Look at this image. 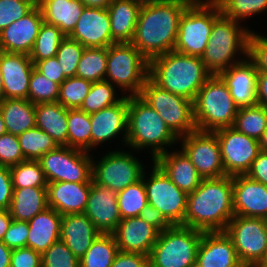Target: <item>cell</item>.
Returning <instances> with one entry per match:
<instances>
[{"label":"cell","mask_w":267,"mask_h":267,"mask_svg":"<svg viewBox=\"0 0 267 267\" xmlns=\"http://www.w3.org/2000/svg\"><path fill=\"white\" fill-rule=\"evenodd\" d=\"M41 265L42 267H80L79 259L61 240L54 242L41 255Z\"/></svg>","instance_id":"48"},{"label":"cell","mask_w":267,"mask_h":267,"mask_svg":"<svg viewBox=\"0 0 267 267\" xmlns=\"http://www.w3.org/2000/svg\"><path fill=\"white\" fill-rule=\"evenodd\" d=\"M178 144L203 179L226 176L220 145L214 132L196 130L180 137Z\"/></svg>","instance_id":"15"},{"label":"cell","mask_w":267,"mask_h":267,"mask_svg":"<svg viewBox=\"0 0 267 267\" xmlns=\"http://www.w3.org/2000/svg\"><path fill=\"white\" fill-rule=\"evenodd\" d=\"M92 82L79 77L66 78L59 87L58 103L67 109L80 108L88 96Z\"/></svg>","instance_id":"45"},{"label":"cell","mask_w":267,"mask_h":267,"mask_svg":"<svg viewBox=\"0 0 267 267\" xmlns=\"http://www.w3.org/2000/svg\"><path fill=\"white\" fill-rule=\"evenodd\" d=\"M107 48H85L78 63L76 77L91 82L105 80Z\"/></svg>","instance_id":"40"},{"label":"cell","mask_w":267,"mask_h":267,"mask_svg":"<svg viewBox=\"0 0 267 267\" xmlns=\"http://www.w3.org/2000/svg\"><path fill=\"white\" fill-rule=\"evenodd\" d=\"M12 249L0 241V267H10Z\"/></svg>","instance_id":"61"},{"label":"cell","mask_w":267,"mask_h":267,"mask_svg":"<svg viewBox=\"0 0 267 267\" xmlns=\"http://www.w3.org/2000/svg\"><path fill=\"white\" fill-rule=\"evenodd\" d=\"M48 208L47 187L13 188L9 213L13 220L30 221Z\"/></svg>","instance_id":"33"},{"label":"cell","mask_w":267,"mask_h":267,"mask_svg":"<svg viewBox=\"0 0 267 267\" xmlns=\"http://www.w3.org/2000/svg\"><path fill=\"white\" fill-rule=\"evenodd\" d=\"M28 222L12 220L2 240L10 249L27 247Z\"/></svg>","instance_id":"52"},{"label":"cell","mask_w":267,"mask_h":267,"mask_svg":"<svg viewBox=\"0 0 267 267\" xmlns=\"http://www.w3.org/2000/svg\"><path fill=\"white\" fill-rule=\"evenodd\" d=\"M211 75L201 57L174 50L149 61L148 77L155 84L191 101Z\"/></svg>","instance_id":"4"},{"label":"cell","mask_w":267,"mask_h":267,"mask_svg":"<svg viewBox=\"0 0 267 267\" xmlns=\"http://www.w3.org/2000/svg\"><path fill=\"white\" fill-rule=\"evenodd\" d=\"M214 133L220 145L226 175H245L261 151L259 140L237 131L232 126L218 129Z\"/></svg>","instance_id":"16"},{"label":"cell","mask_w":267,"mask_h":267,"mask_svg":"<svg viewBox=\"0 0 267 267\" xmlns=\"http://www.w3.org/2000/svg\"><path fill=\"white\" fill-rule=\"evenodd\" d=\"M141 6L133 0H112L108 6L114 43H131Z\"/></svg>","instance_id":"30"},{"label":"cell","mask_w":267,"mask_h":267,"mask_svg":"<svg viewBox=\"0 0 267 267\" xmlns=\"http://www.w3.org/2000/svg\"><path fill=\"white\" fill-rule=\"evenodd\" d=\"M62 215L51 207L35 215L30 221L27 247L41 255L56 241L60 240Z\"/></svg>","instance_id":"29"},{"label":"cell","mask_w":267,"mask_h":267,"mask_svg":"<svg viewBox=\"0 0 267 267\" xmlns=\"http://www.w3.org/2000/svg\"><path fill=\"white\" fill-rule=\"evenodd\" d=\"M193 0H164L141 6L131 44L148 60L172 51L181 14Z\"/></svg>","instance_id":"1"},{"label":"cell","mask_w":267,"mask_h":267,"mask_svg":"<svg viewBox=\"0 0 267 267\" xmlns=\"http://www.w3.org/2000/svg\"><path fill=\"white\" fill-rule=\"evenodd\" d=\"M245 175L267 186V152L260 151Z\"/></svg>","instance_id":"57"},{"label":"cell","mask_w":267,"mask_h":267,"mask_svg":"<svg viewBox=\"0 0 267 267\" xmlns=\"http://www.w3.org/2000/svg\"><path fill=\"white\" fill-rule=\"evenodd\" d=\"M7 133L5 122L3 120V116L0 110V136Z\"/></svg>","instance_id":"65"},{"label":"cell","mask_w":267,"mask_h":267,"mask_svg":"<svg viewBox=\"0 0 267 267\" xmlns=\"http://www.w3.org/2000/svg\"><path fill=\"white\" fill-rule=\"evenodd\" d=\"M34 68L43 76L61 85L66 77L62 72L61 65L56 57L48 58L42 61H37Z\"/></svg>","instance_id":"54"},{"label":"cell","mask_w":267,"mask_h":267,"mask_svg":"<svg viewBox=\"0 0 267 267\" xmlns=\"http://www.w3.org/2000/svg\"><path fill=\"white\" fill-rule=\"evenodd\" d=\"M139 96L158 112L178 138L197 130L193 116V101L159 87L149 77Z\"/></svg>","instance_id":"11"},{"label":"cell","mask_w":267,"mask_h":267,"mask_svg":"<svg viewBox=\"0 0 267 267\" xmlns=\"http://www.w3.org/2000/svg\"><path fill=\"white\" fill-rule=\"evenodd\" d=\"M118 192L95 183L91 189L84 214L101 234H113L122 220L117 203Z\"/></svg>","instance_id":"18"},{"label":"cell","mask_w":267,"mask_h":267,"mask_svg":"<svg viewBox=\"0 0 267 267\" xmlns=\"http://www.w3.org/2000/svg\"><path fill=\"white\" fill-rule=\"evenodd\" d=\"M171 150L160 154L153 162L179 189L189 194L200 185L203 178L198 174L189 157L179 146Z\"/></svg>","instance_id":"26"},{"label":"cell","mask_w":267,"mask_h":267,"mask_svg":"<svg viewBox=\"0 0 267 267\" xmlns=\"http://www.w3.org/2000/svg\"><path fill=\"white\" fill-rule=\"evenodd\" d=\"M232 127L249 137L259 140L267 128V109L258 104L238 108Z\"/></svg>","instance_id":"38"},{"label":"cell","mask_w":267,"mask_h":267,"mask_svg":"<svg viewBox=\"0 0 267 267\" xmlns=\"http://www.w3.org/2000/svg\"><path fill=\"white\" fill-rule=\"evenodd\" d=\"M218 75L227 85L235 104L239 108L257 104L258 71L248 57L220 72Z\"/></svg>","instance_id":"24"},{"label":"cell","mask_w":267,"mask_h":267,"mask_svg":"<svg viewBox=\"0 0 267 267\" xmlns=\"http://www.w3.org/2000/svg\"><path fill=\"white\" fill-rule=\"evenodd\" d=\"M234 215L265 219L267 217V186L247 175L233 176Z\"/></svg>","instance_id":"22"},{"label":"cell","mask_w":267,"mask_h":267,"mask_svg":"<svg viewBox=\"0 0 267 267\" xmlns=\"http://www.w3.org/2000/svg\"><path fill=\"white\" fill-rule=\"evenodd\" d=\"M143 172L148 204L158 209L171 225H184L188 194L179 189L152 161Z\"/></svg>","instance_id":"12"},{"label":"cell","mask_w":267,"mask_h":267,"mask_svg":"<svg viewBox=\"0 0 267 267\" xmlns=\"http://www.w3.org/2000/svg\"><path fill=\"white\" fill-rule=\"evenodd\" d=\"M60 85L32 70L29 82L28 100L33 104L54 103L58 101Z\"/></svg>","instance_id":"46"},{"label":"cell","mask_w":267,"mask_h":267,"mask_svg":"<svg viewBox=\"0 0 267 267\" xmlns=\"http://www.w3.org/2000/svg\"><path fill=\"white\" fill-rule=\"evenodd\" d=\"M238 108L223 79L219 75H211L193 101L196 129L214 132L231 127Z\"/></svg>","instance_id":"6"},{"label":"cell","mask_w":267,"mask_h":267,"mask_svg":"<svg viewBox=\"0 0 267 267\" xmlns=\"http://www.w3.org/2000/svg\"><path fill=\"white\" fill-rule=\"evenodd\" d=\"M65 37L66 35L57 26L43 22L29 54L31 61L35 64L37 61L56 57L58 47Z\"/></svg>","instance_id":"39"},{"label":"cell","mask_w":267,"mask_h":267,"mask_svg":"<svg viewBox=\"0 0 267 267\" xmlns=\"http://www.w3.org/2000/svg\"><path fill=\"white\" fill-rule=\"evenodd\" d=\"M10 267H42L41 254L28 247L12 249Z\"/></svg>","instance_id":"53"},{"label":"cell","mask_w":267,"mask_h":267,"mask_svg":"<svg viewBox=\"0 0 267 267\" xmlns=\"http://www.w3.org/2000/svg\"><path fill=\"white\" fill-rule=\"evenodd\" d=\"M17 137L26 160L38 161L44 154L58 147L45 131L36 126Z\"/></svg>","instance_id":"41"},{"label":"cell","mask_w":267,"mask_h":267,"mask_svg":"<svg viewBox=\"0 0 267 267\" xmlns=\"http://www.w3.org/2000/svg\"><path fill=\"white\" fill-rule=\"evenodd\" d=\"M259 145L261 151L267 152V128L263 132L262 137L259 139Z\"/></svg>","instance_id":"63"},{"label":"cell","mask_w":267,"mask_h":267,"mask_svg":"<svg viewBox=\"0 0 267 267\" xmlns=\"http://www.w3.org/2000/svg\"><path fill=\"white\" fill-rule=\"evenodd\" d=\"M0 110L6 130L12 135L18 136L36 126L35 104L28 99H4Z\"/></svg>","instance_id":"34"},{"label":"cell","mask_w":267,"mask_h":267,"mask_svg":"<svg viewBox=\"0 0 267 267\" xmlns=\"http://www.w3.org/2000/svg\"><path fill=\"white\" fill-rule=\"evenodd\" d=\"M2 74L0 71V103L4 100V91H3V81Z\"/></svg>","instance_id":"67"},{"label":"cell","mask_w":267,"mask_h":267,"mask_svg":"<svg viewBox=\"0 0 267 267\" xmlns=\"http://www.w3.org/2000/svg\"><path fill=\"white\" fill-rule=\"evenodd\" d=\"M43 16L39 6L0 32V51L29 55L38 36Z\"/></svg>","instance_id":"20"},{"label":"cell","mask_w":267,"mask_h":267,"mask_svg":"<svg viewBox=\"0 0 267 267\" xmlns=\"http://www.w3.org/2000/svg\"><path fill=\"white\" fill-rule=\"evenodd\" d=\"M126 149V147L125 149L121 147L116 150L111 148L107 151L106 149V152L102 150L101 156L99 151L97 156L92 153V180L116 192L139 181L149 164L144 165L141 158L139 160L137 156L140 152ZM136 153L138 154L135 155Z\"/></svg>","instance_id":"10"},{"label":"cell","mask_w":267,"mask_h":267,"mask_svg":"<svg viewBox=\"0 0 267 267\" xmlns=\"http://www.w3.org/2000/svg\"><path fill=\"white\" fill-rule=\"evenodd\" d=\"M39 7L44 22L57 26L66 36L75 28L85 8L80 0H41Z\"/></svg>","instance_id":"32"},{"label":"cell","mask_w":267,"mask_h":267,"mask_svg":"<svg viewBox=\"0 0 267 267\" xmlns=\"http://www.w3.org/2000/svg\"><path fill=\"white\" fill-rule=\"evenodd\" d=\"M25 1L31 3L34 7L39 6L41 2V0H25Z\"/></svg>","instance_id":"68"},{"label":"cell","mask_w":267,"mask_h":267,"mask_svg":"<svg viewBox=\"0 0 267 267\" xmlns=\"http://www.w3.org/2000/svg\"><path fill=\"white\" fill-rule=\"evenodd\" d=\"M198 267H244L225 232H203L197 250Z\"/></svg>","instance_id":"25"},{"label":"cell","mask_w":267,"mask_h":267,"mask_svg":"<svg viewBox=\"0 0 267 267\" xmlns=\"http://www.w3.org/2000/svg\"><path fill=\"white\" fill-rule=\"evenodd\" d=\"M12 220L9 210H0V241L3 240Z\"/></svg>","instance_id":"60"},{"label":"cell","mask_w":267,"mask_h":267,"mask_svg":"<svg viewBox=\"0 0 267 267\" xmlns=\"http://www.w3.org/2000/svg\"><path fill=\"white\" fill-rule=\"evenodd\" d=\"M247 25L222 14L213 22L210 39L201 57L212 75H218L248 57L249 35L254 28Z\"/></svg>","instance_id":"5"},{"label":"cell","mask_w":267,"mask_h":267,"mask_svg":"<svg viewBox=\"0 0 267 267\" xmlns=\"http://www.w3.org/2000/svg\"><path fill=\"white\" fill-rule=\"evenodd\" d=\"M256 99L258 105L267 109V72H258Z\"/></svg>","instance_id":"59"},{"label":"cell","mask_w":267,"mask_h":267,"mask_svg":"<svg viewBox=\"0 0 267 267\" xmlns=\"http://www.w3.org/2000/svg\"><path fill=\"white\" fill-rule=\"evenodd\" d=\"M255 267H267V249L265 250L264 256Z\"/></svg>","instance_id":"66"},{"label":"cell","mask_w":267,"mask_h":267,"mask_svg":"<svg viewBox=\"0 0 267 267\" xmlns=\"http://www.w3.org/2000/svg\"><path fill=\"white\" fill-rule=\"evenodd\" d=\"M13 188L47 187L39 161L25 160L10 167Z\"/></svg>","instance_id":"44"},{"label":"cell","mask_w":267,"mask_h":267,"mask_svg":"<svg viewBox=\"0 0 267 267\" xmlns=\"http://www.w3.org/2000/svg\"><path fill=\"white\" fill-rule=\"evenodd\" d=\"M92 182H51L47 183L48 207L59 214L83 213Z\"/></svg>","instance_id":"27"},{"label":"cell","mask_w":267,"mask_h":267,"mask_svg":"<svg viewBox=\"0 0 267 267\" xmlns=\"http://www.w3.org/2000/svg\"><path fill=\"white\" fill-rule=\"evenodd\" d=\"M119 248L113 234H100L79 259L80 267H111Z\"/></svg>","instance_id":"35"},{"label":"cell","mask_w":267,"mask_h":267,"mask_svg":"<svg viewBox=\"0 0 267 267\" xmlns=\"http://www.w3.org/2000/svg\"><path fill=\"white\" fill-rule=\"evenodd\" d=\"M117 203L122 219L139 216L142 209L148 205L143 175L139 181L118 192Z\"/></svg>","instance_id":"43"},{"label":"cell","mask_w":267,"mask_h":267,"mask_svg":"<svg viewBox=\"0 0 267 267\" xmlns=\"http://www.w3.org/2000/svg\"><path fill=\"white\" fill-rule=\"evenodd\" d=\"M16 135L5 133L0 136V166L11 167L25 161Z\"/></svg>","instance_id":"51"},{"label":"cell","mask_w":267,"mask_h":267,"mask_svg":"<svg viewBox=\"0 0 267 267\" xmlns=\"http://www.w3.org/2000/svg\"><path fill=\"white\" fill-rule=\"evenodd\" d=\"M90 121L91 153L95 152L96 154L98 145L101 146L102 150L103 146L106 147V143H114L113 141L117 142L118 140L121 141L118 143L125 148L128 125V96H125L115 105L90 114Z\"/></svg>","instance_id":"17"},{"label":"cell","mask_w":267,"mask_h":267,"mask_svg":"<svg viewBox=\"0 0 267 267\" xmlns=\"http://www.w3.org/2000/svg\"><path fill=\"white\" fill-rule=\"evenodd\" d=\"M85 7L107 9L112 0H80Z\"/></svg>","instance_id":"62"},{"label":"cell","mask_w":267,"mask_h":267,"mask_svg":"<svg viewBox=\"0 0 267 267\" xmlns=\"http://www.w3.org/2000/svg\"><path fill=\"white\" fill-rule=\"evenodd\" d=\"M233 216V176L202 179L188 194L184 226L202 232H224Z\"/></svg>","instance_id":"2"},{"label":"cell","mask_w":267,"mask_h":267,"mask_svg":"<svg viewBox=\"0 0 267 267\" xmlns=\"http://www.w3.org/2000/svg\"><path fill=\"white\" fill-rule=\"evenodd\" d=\"M111 267H149V256L119 250Z\"/></svg>","instance_id":"55"},{"label":"cell","mask_w":267,"mask_h":267,"mask_svg":"<svg viewBox=\"0 0 267 267\" xmlns=\"http://www.w3.org/2000/svg\"><path fill=\"white\" fill-rule=\"evenodd\" d=\"M178 142L179 138L157 111L139 95L128 96L127 150L144 151L145 154L147 150L150 156L146 157L152 162L160 154L178 147Z\"/></svg>","instance_id":"3"},{"label":"cell","mask_w":267,"mask_h":267,"mask_svg":"<svg viewBox=\"0 0 267 267\" xmlns=\"http://www.w3.org/2000/svg\"><path fill=\"white\" fill-rule=\"evenodd\" d=\"M33 8L34 6L25 0H0V32Z\"/></svg>","instance_id":"49"},{"label":"cell","mask_w":267,"mask_h":267,"mask_svg":"<svg viewBox=\"0 0 267 267\" xmlns=\"http://www.w3.org/2000/svg\"><path fill=\"white\" fill-rule=\"evenodd\" d=\"M248 58L258 72H267V35L251 31L248 40Z\"/></svg>","instance_id":"50"},{"label":"cell","mask_w":267,"mask_h":267,"mask_svg":"<svg viewBox=\"0 0 267 267\" xmlns=\"http://www.w3.org/2000/svg\"><path fill=\"white\" fill-rule=\"evenodd\" d=\"M221 15L214 0H193L181 14L174 51L202 57L213 27Z\"/></svg>","instance_id":"7"},{"label":"cell","mask_w":267,"mask_h":267,"mask_svg":"<svg viewBox=\"0 0 267 267\" xmlns=\"http://www.w3.org/2000/svg\"><path fill=\"white\" fill-rule=\"evenodd\" d=\"M68 146L91 152V121L90 114L83 110L68 109Z\"/></svg>","instance_id":"37"},{"label":"cell","mask_w":267,"mask_h":267,"mask_svg":"<svg viewBox=\"0 0 267 267\" xmlns=\"http://www.w3.org/2000/svg\"><path fill=\"white\" fill-rule=\"evenodd\" d=\"M124 97L125 95L108 81L92 82L88 96L79 109L92 114L119 103Z\"/></svg>","instance_id":"36"},{"label":"cell","mask_w":267,"mask_h":267,"mask_svg":"<svg viewBox=\"0 0 267 267\" xmlns=\"http://www.w3.org/2000/svg\"><path fill=\"white\" fill-rule=\"evenodd\" d=\"M68 37L85 48H107L114 44L108 9L85 7Z\"/></svg>","instance_id":"19"},{"label":"cell","mask_w":267,"mask_h":267,"mask_svg":"<svg viewBox=\"0 0 267 267\" xmlns=\"http://www.w3.org/2000/svg\"><path fill=\"white\" fill-rule=\"evenodd\" d=\"M224 232L234 244L244 267H255L260 262L267 249L265 219L234 215Z\"/></svg>","instance_id":"14"},{"label":"cell","mask_w":267,"mask_h":267,"mask_svg":"<svg viewBox=\"0 0 267 267\" xmlns=\"http://www.w3.org/2000/svg\"><path fill=\"white\" fill-rule=\"evenodd\" d=\"M100 234L93 222L84 213L62 216L60 240L78 259L86 253L92 242Z\"/></svg>","instance_id":"28"},{"label":"cell","mask_w":267,"mask_h":267,"mask_svg":"<svg viewBox=\"0 0 267 267\" xmlns=\"http://www.w3.org/2000/svg\"><path fill=\"white\" fill-rule=\"evenodd\" d=\"M36 127L45 131L58 146H68V109L58 102L35 104Z\"/></svg>","instance_id":"31"},{"label":"cell","mask_w":267,"mask_h":267,"mask_svg":"<svg viewBox=\"0 0 267 267\" xmlns=\"http://www.w3.org/2000/svg\"><path fill=\"white\" fill-rule=\"evenodd\" d=\"M202 231L184 225H171L159 233L149 254V267H193Z\"/></svg>","instance_id":"8"},{"label":"cell","mask_w":267,"mask_h":267,"mask_svg":"<svg viewBox=\"0 0 267 267\" xmlns=\"http://www.w3.org/2000/svg\"><path fill=\"white\" fill-rule=\"evenodd\" d=\"M148 73L149 61L131 43H114L107 47L105 81L125 96L139 95Z\"/></svg>","instance_id":"9"},{"label":"cell","mask_w":267,"mask_h":267,"mask_svg":"<svg viewBox=\"0 0 267 267\" xmlns=\"http://www.w3.org/2000/svg\"><path fill=\"white\" fill-rule=\"evenodd\" d=\"M226 18L239 23L255 18L267 11V0H214ZM245 22V23H244Z\"/></svg>","instance_id":"42"},{"label":"cell","mask_w":267,"mask_h":267,"mask_svg":"<svg viewBox=\"0 0 267 267\" xmlns=\"http://www.w3.org/2000/svg\"><path fill=\"white\" fill-rule=\"evenodd\" d=\"M47 183L92 182V153L58 146L39 160Z\"/></svg>","instance_id":"13"},{"label":"cell","mask_w":267,"mask_h":267,"mask_svg":"<svg viewBox=\"0 0 267 267\" xmlns=\"http://www.w3.org/2000/svg\"><path fill=\"white\" fill-rule=\"evenodd\" d=\"M139 217L154 226L159 232H162L171 226L161 212L149 204L142 209Z\"/></svg>","instance_id":"58"},{"label":"cell","mask_w":267,"mask_h":267,"mask_svg":"<svg viewBox=\"0 0 267 267\" xmlns=\"http://www.w3.org/2000/svg\"><path fill=\"white\" fill-rule=\"evenodd\" d=\"M133 1L139 4L140 6H144V5L156 4L164 0H133Z\"/></svg>","instance_id":"64"},{"label":"cell","mask_w":267,"mask_h":267,"mask_svg":"<svg viewBox=\"0 0 267 267\" xmlns=\"http://www.w3.org/2000/svg\"><path fill=\"white\" fill-rule=\"evenodd\" d=\"M159 231L142 218L122 219L113 233L119 250L149 256Z\"/></svg>","instance_id":"23"},{"label":"cell","mask_w":267,"mask_h":267,"mask_svg":"<svg viewBox=\"0 0 267 267\" xmlns=\"http://www.w3.org/2000/svg\"><path fill=\"white\" fill-rule=\"evenodd\" d=\"M84 49L85 47L83 45L68 36L61 41L56 53V58L66 78L76 76L78 63Z\"/></svg>","instance_id":"47"},{"label":"cell","mask_w":267,"mask_h":267,"mask_svg":"<svg viewBox=\"0 0 267 267\" xmlns=\"http://www.w3.org/2000/svg\"><path fill=\"white\" fill-rule=\"evenodd\" d=\"M34 63L29 55L0 51L4 99H28L29 82Z\"/></svg>","instance_id":"21"},{"label":"cell","mask_w":267,"mask_h":267,"mask_svg":"<svg viewBox=\"0 0 267 267\" xmlns=\"http://www.w3.org/2000/svg\"><path fill=\"white\" fill-rule=\"evenodd\" d=\"M13 195L10 167L0 166V210H8Z\"/></svg>","instance_id":"56"}]
</instances>
